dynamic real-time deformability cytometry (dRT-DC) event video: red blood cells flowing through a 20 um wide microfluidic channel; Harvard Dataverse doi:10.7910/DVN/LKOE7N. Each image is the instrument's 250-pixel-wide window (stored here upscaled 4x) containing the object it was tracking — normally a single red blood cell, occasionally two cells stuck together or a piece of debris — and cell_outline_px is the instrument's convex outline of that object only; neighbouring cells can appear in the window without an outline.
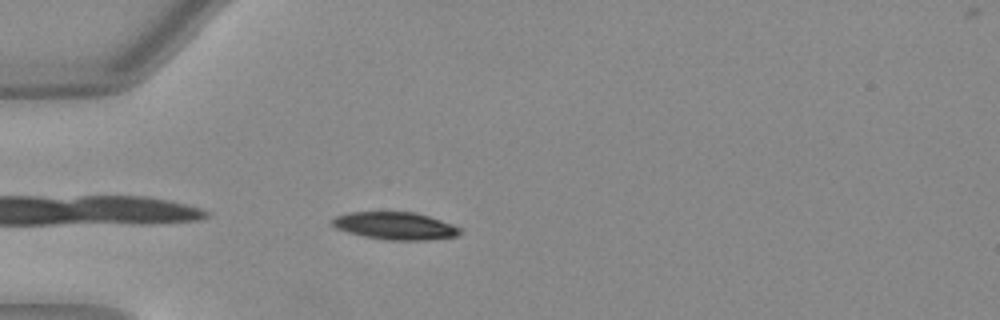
{"species": "Egyptian fruit bat (a non-hibernating species)", "species_latin": "Rousettus aegyptiacus", "temperature_condition": "warm", "stored_images_in_passage": 38, "camera_frame_rate_fps": 3000, "um_per_image_px": 0.085, "animal": {"sex": "female"}, "frame": {"image": 1, "passage_image": 2, "time_ms": 0.333, "image_size_px": [1000, 320], "cell_outline_px": [[464, 228], [456, 236], [428, 240], [388, 240], [364, 236], [348, 232], [336, 228], [332, 224], [332, 220], [336, 216], [348, 212], [412, 212], [428, 216]], "centroid_in_image_um": [33.61, 19.2], "position_along_channel_um": 51.4, "area_um2": 20.35}}
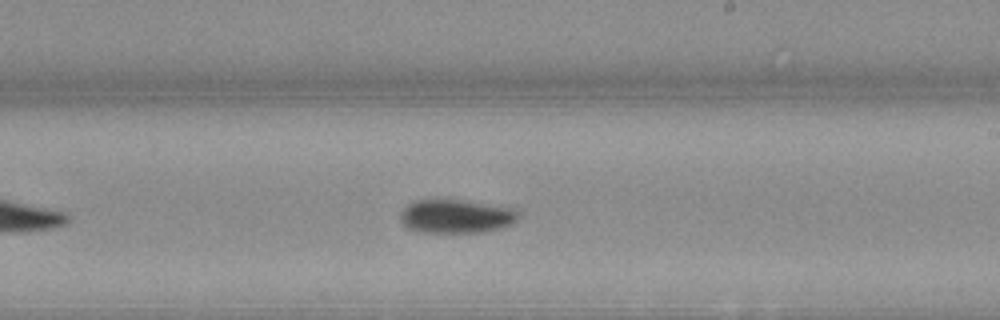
{"frame": {"image": 2, "passage_image": 18, "time_ms": 5.667, "image_size_px": [1000, 320], "cell_outline_px": [[520, 216], [512, 224], [500, 228], [480, 232], [416, 232], [408, 228], [400, 220], [400, 212], [408, 204], [416, 200], [460, 200], [516, 208]], "centroid_in_image_um": [38.77, 18.39], "position_along_channel_um": 250.2, "area_um2": 23.12}}
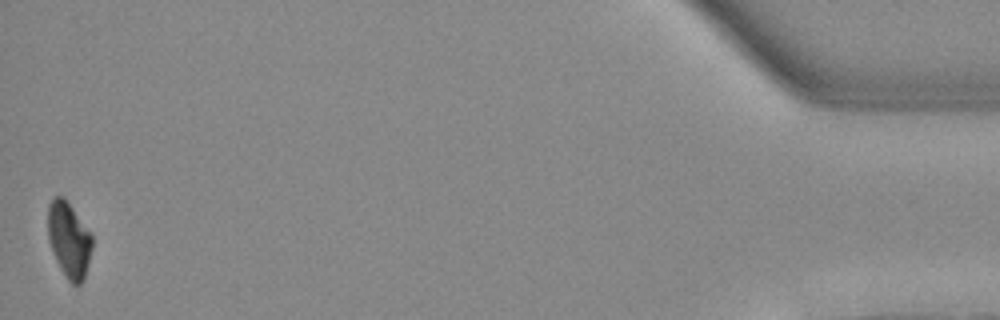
{"frame": {"image": 3, "passage_image": 38, "time_ms": 12.333, "image_size_px": [1000, 320], "cell_outline_px": [[92, 248], [84, 280], [80, 284], [72, 284], [68, 280], [60, 268], [56, 260], [48, 240], [48, 204], [56, 196], [64, 196], [92, 232]], "centroid_in_image_um": [5.88, 20.36], "position_along_channel_um": 429.3, "area_um2": 19.71}, "authors_computed_cell_mechanics": {"area_um2": 21.964, "velocity_mm_per_s": 4.0246, "shape_relaxation_time_tau1_ms": 3.8196, "shape_relaxation_time_tau2_ms": null, "deformation_change_tau1": 0.154, "deformation_change_tau2": null}}